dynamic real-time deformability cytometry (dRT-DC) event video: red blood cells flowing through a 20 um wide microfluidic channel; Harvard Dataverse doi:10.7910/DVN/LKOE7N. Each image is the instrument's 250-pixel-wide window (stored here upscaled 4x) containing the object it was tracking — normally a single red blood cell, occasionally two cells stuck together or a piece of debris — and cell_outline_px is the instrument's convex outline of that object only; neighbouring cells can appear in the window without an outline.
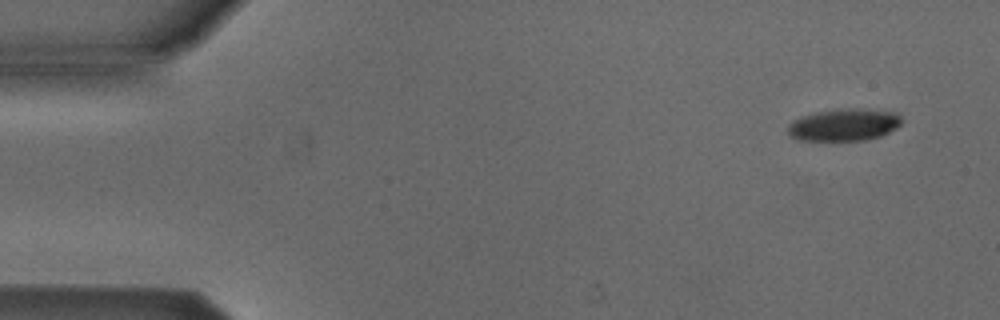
{"species": "Egyptian fruit bat (a non-hibernating species)", "species_latin": "Rousettus aegyptiacus", "temperature_condition": "cold", "stored_images_in_passage": 50, "camera_frame_rate_fps": 3000, "um_per_image_px": 0.085, "animal": {"sex": "male"}, "frame": {"image": 1, "passage_image": 1, "time_ms": 0.0, "image_size_px": [1000, 320], "cell_outline_px": [[904, 120], [896, 128], [880, 136], [864, 140], [796, 140], [788, 136], [788, 124], [792, 120], [816, 112], [848, 108], [856, 108], [900, 112]], "centroid_in_image_um": [71.77, 10.6], "position_along_channel_um": 13.2, "area_um2": 21.5}}
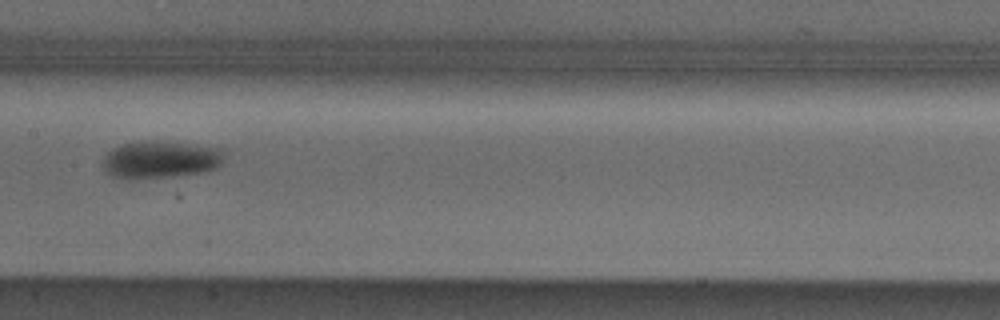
{"frame": {"image": 2, "passage_image": 24, "time_ms": 7.667, "image_size_px": [1000, 320], "cell_outline_px": [[220, 164], [216, 168], [200, 172], [172, 176], [132, 180], [128, 180], [112, 176], [104, 172], [104, 156], [112, 148], [124, 144], [152, 140], [216, 148], [220, 152]], "centroid_in_image_um": [13.51, 13.59], "position_along_channel_um": 193.9, "area_um2": 25.84}}
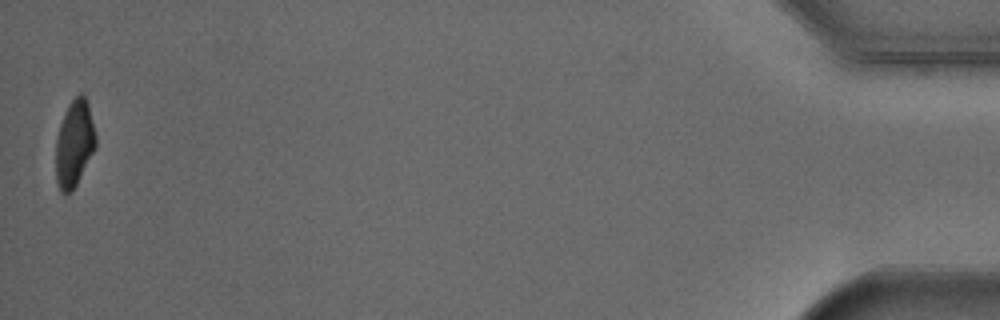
{"frame": {"image": 3, "passage_image": 50, "time_ms": 16.333, "image_size_px": [1000, 320], "cell_outline_px": [[96, 148], [72, 192], [60, 192], [56, 180], [56, 140], [60, 124], [68, 104], [80, 92], [84, 92], [88, 104], [96, 136]], "centroid_in_image_um": [6.32, 12.19], "position_along_channel_um": 428.9, "area_um2": 20.17}, "authors_computed_cell_mechanics": {"area_um2": 23.7847, "velocity_mm_per_s": 3.8603, "shape_relaxation_time_tau1_ms": 2.2546, "shape_relaxation_time_tau2_ms": null, "deformation_change_tau1": 0.1319, "deformation_change_tau2": null}}